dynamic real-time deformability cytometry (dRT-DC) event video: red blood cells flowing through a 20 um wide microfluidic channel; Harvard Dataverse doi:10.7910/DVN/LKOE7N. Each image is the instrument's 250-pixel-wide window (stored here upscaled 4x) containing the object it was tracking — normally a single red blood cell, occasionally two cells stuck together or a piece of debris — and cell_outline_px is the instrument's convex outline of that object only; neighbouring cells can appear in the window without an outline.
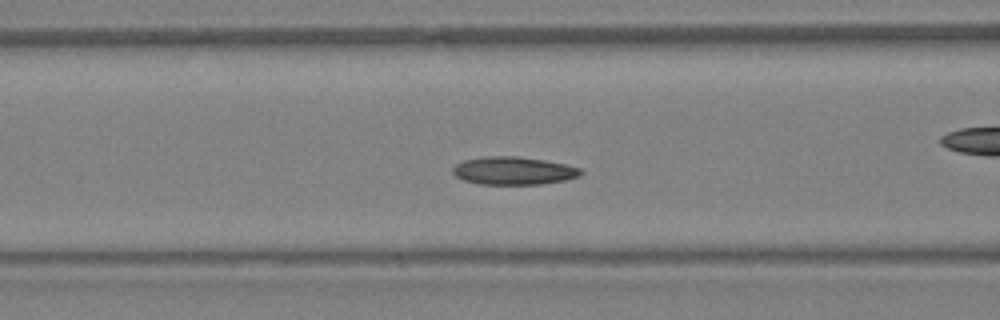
{"species": "Egyptian fruit bat (a non-hibernating species)", "species_latin": "Rousettus aegyptiacus", "temperature_condition": "warm", "stored_images_in_passage": 31, "camera_frame_rate_fps": 3000, "um_per_image_px": 0.085, "animal": {"sex": "female"}, "frame": {"image": 1, "passage_image": 5, "time_ms": 1.333, "image_size_px": [1000, 320], "cell_outline_px": [[584, 172], [580, 176], [564, 180], [540, 184], [480, 184], [464, 180], [456, 176], [452, 172], [452, 168], [456, 164], [464, 160], [484, 156], [516, 156], [544, 160], [564, 164], [580, 168]], "centroid_in_image_um": [43.64, 14.51], "position_along_channel_um": 123.0, "area_um2": 20.75}}
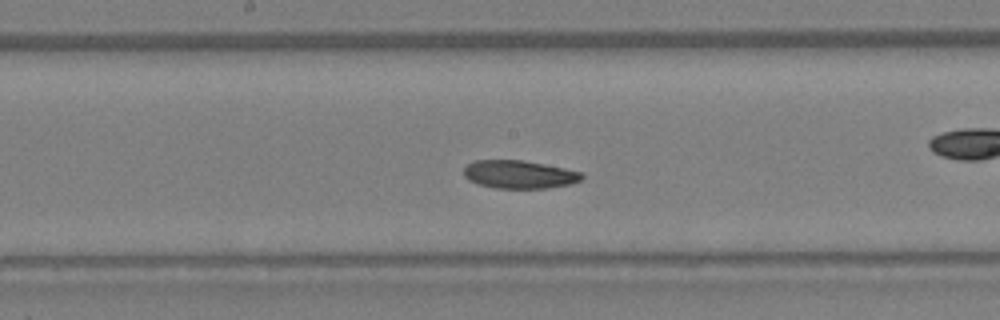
{"frame": {"image": 2, "passage_image": 10, "time_ms": 3.0, "image_size_px": [1000, 320], "cell_outline_px": [[584, 176], [580, 180], [568, 184], [548, 188], [496, 188], [480, 184], [468, 180], [464, 176], [464, 168], [468, 164], [476, 160], [524, 160], [564, 168], [580, 172]], "centroid_in_image_um": [44.11, 14.82], "position_along_channel_um": 204.1, "area_um2": 19.13}}